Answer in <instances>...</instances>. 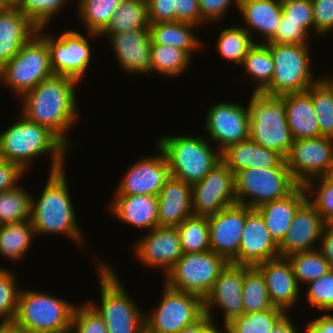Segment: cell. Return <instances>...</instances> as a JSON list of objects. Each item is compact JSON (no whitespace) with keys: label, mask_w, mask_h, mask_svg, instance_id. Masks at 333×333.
<instances>
[{"label":"cell","mask_w":333,"mask_h":333,"mask_svg":"<svg viewBox=\"0 0 333 333\" xmlns=\"http://www.w3.org/2000/svg\"><path fill=\"white\" fill-rule=\"evenodd\" d=\"M78 83L70 76L53 74L20 98V114L27 120L48 128L71 148V140L66 135L80 117L75 93Z\"/></svg>","instance_id":"6da1fadb"},{"label":"cell","mask_w":333,"mask_h":333,"mask_svg":"<svg viewBox=\"0 0 333 333\" xmlns=\"http://www.w3.org/2000/svg\"><path fill=\"white\" fill-rule=\"evenodd\" d=\"M68 186L65 168L49 172L40 196L37 199L32 196L30 220L35 236L63 235L77 244L83 242V245L85 237L76 221Z\"/></svg>","instance_id":"7a4b0ae2"},{"label":"cell","mask_w":333,"mask_h":333,"mask_svg":"<svg viewBox=\"0 0 333 333\" xmlns=\"http://www.w3.org/2000/svg\"><path fill=\"white\" fill-rule=\"evenodd\" d=\"M18 116L0 134V159L18 164L26 172L31 160L49 153V172L64 169L69 148L48 128Z\"/></svg>","instance_id":"3957f363"},{"label":"cell","mask_w":333,"mask_h":333,"mask_svg":"<svg viewBox=\"0 0 333 333\" xmlns=\"http://www.w3.org/2000/svg\"><path fill=\"white\" fill-rule=\"evenodd\" d=\"M105 262L100 261L96 266L100 303L90 300L88 303L102 317L108 333H145V312L134 303L112 265Z\"/></svg>","instance_id":"277c9868"},{"label":"cell","mask_w":333,"mask_h":333,"mask_svg":"<svg viewBox=\"0 0 333 333\" xmlns=\"http://www.w3.org/2000/svg\"><path fill=\"white\" fill-rule=\"evenodd\" d=\"M75 304L34 290H20L10 328L18 333H69Z\"/></svg>","instance_id":"5b68a950"},{"label":"cell","mask_w":333,"mask_h":333,"mask_svg":"<svg viewBox=\"0 0 333 333\" xmlns=\"http://www.w3.org/2000/svg\"><path fill=\"white\" fill-rule=\"evenodd\" d=\"M155 144L165 154L170 176L190 185L201 181L222 160L221 152L202 136L166 135Z\"/></svg>","instance_id":"8992f818"},{"label":"cell","mask_w":333,"mask_h":333,"mask_svg":"<svg viewBox=\"0 0 333 333\" xmlns=\"http://www.w3.org/2000/svg\"><path fill=\"white\" fill-rule=\"evenodd\" d=\"M249 100V138L286 158L294 139L286 118L283 97L253 92Z\"/></svg>","instance_id":"52a82bcc"},{"label":"cell","mask_w":333,"mask_h":333,"mask_svg":"<svg viewBox=\"0 0 333 333\" xmlns=\"http://www.w3.org/2000/svg\"><path fill=\"white\" fill-rule=\"evenodd\" d=\"M274 60V75L262 93L282 96L306 91L321 77L315 78L311 71L310 44L265 43Z\"/></svg>","instance_id":"ba28073f"},{"label":"cell","mask_w":333,"mask_h":333,"mask_svg":"<svg viewBox=\"0 0 333 333\" xmlns=\"http://www.w3.org/2000/svg\"><path fill=\"white\" fill-rule=\"evenodd\" d=\"M52 75L47 42L36 33L0 68V83L21 98Z\"/></svg>","instance_id":"9c48e42d"},{"label":"cell","mask_w":333,"mask_h":333,"mask_svg":"<svg viewBox=\"0 0 333 333\" xmlns=\"http://www.w3.org/2000/svg\"><path fill=\"white\" fill-rule=\"evenodd\" d=\"M236 204L251 209L289 195L299 184L288 167L249 168L234 175Z\"/></svg>","instance_id":"30bf717a"},{"label":"cell","mask_w":333,"mask_h":333,"mask_svg":"<svg viewBox=\"0 0 333 333\" xmlns=\"http://www.w3.org/2000/svg\"><path fill=\"white\" fill-rule=\"evenodd\" d=\"M163 285L159 305L144 313L145 333H178L204 315L200 296Z\"/></svg>","instance_id":"8fae6325"},{"label":"cell","mask_w":333,"mask_h":333,"mask_svg":"<svg viewBox=\"0 0 333 333\" xmlns=\"http://www.w3.org/2000/svg\"><path fill=\"white\" fill-rule=\"evenodd\" d=\"M228 263L214 251L186 253L166 274L164 282L172 289L198 295L204 300Z\"/></svg>","instance_id":"7c38bea8"},{"label":"cell","mask_w":333,"mask_h":333,"mask_svg":"<svg viewBox=\"0 0 333 333\" xmlns=\"http://www.w3.org/2000/svg\"><path fill=\"white\" fill-rule=\"evenodd\" d=\"M46 27L38 28L37 33L47 42L50 65L53 74L70 76L81 81L92 61L91 49L87 35L77 30L63 31L58 37L43 34Z\"/></svg>","instance_id":"4fadbf2b"},{"label":"cell","mask_w":333,"mask_h":333,"mask_svg":"<svg viewBox=\"0 0 333 333\" xmlns=\"http://www.w3.org/2000/svg\"><path fill=\"white\" fill-rule=\"evenodd\" d=\"M285 161L299 185L315 177L333 175V138L294 140Z\"/></svg>","instance_id":"5bb4252c"},{"label":"cell","mask_w":333,"mask_h":333,"mask_svg":"<svg viewBox=\"0 0 333 333\" xmlns=\"http://www.w3.org/2000/svg\"><path fill=\"white\" fill-rule=\"evenodd\" d=\"M194 216L210 217L236 204L234 173L221 160L199 182L191 185Z\"/></svg>","instance_id":"9a60e30c"},{"label":"cell","mask_w":333,"mask_h":333,"mask_svg":"<svg viewBox=\"0 0 333 333\" xmlns=\"http://www.w3.org/2000/svg\"><path fill=\"white\" fill-rule=\"evenodd\" d=\"M246 106L236 102L212 104L205 116L208 140L218 145L221 153L230 145L249 139L250 119Z\"/></svg>","instance_id":"2e32d148"},{"label":"cell","mask_w":333,"mask_h":333,"mask_svg":"<svg viewBox=\"0 0 333 333\" xmlns=\"http://www.w3.org/2000/svg\"><path fill=\"white\" fill-rule=\"evenodd\" d=\"M136 242L133 246L135 259L145 267L162 269L164 276L183 255L177 227L158 226Z\"/></svg>","instance_id":"e0dca14e"},{"label":"cell","mask_w":333,"mask_h":333,"mask_svg":"<svg viewBox=\"0 0 333 333\" xmlns=\"http://www.w3.org/2000/svg\"><path fill=\"white\" fill-rule=\"evenodd\" d=\"M157 155L141 157L129 166L119 181L114 195H154L158 196L170 170L164 152L155 144Z\"/></svg>","instance_id":"ac0fdd59"},{"label":"cell","mask_w":333,"mask_h":333,"mask_svg":"<svg viewBox=\"0 0 333 333\" xmlns=\"http://www.w3.org/2000/svg\"><path fill=\"white\" fill-rule=\"evenodd\" d=\"M244 280V265L228 263L214 282L210 293L205 297L204 314L215 321L212 315L213 307L222 310L224 326L244 313L242 289Z\"/></svg>","instance_id":"d6986e66"},{"label":"cell","mask_w":333,"mask_h":333,"mask_svg":"<svg viewBox=\"0 0 333 333\" xmlns=\"http://www.w3.org/2000/svg\"><path fill=\"white\" fill-rule=\"evenodd\" d=\"M252 209L234 204L208 217L211 251L231 262L239 251L246 215Z\"/></svg>","instance_id":"ffe728a7"},{"label":"cell","mask_w":333,"mask_h":333,"mask_svg":"<svg viewBox=\"0 0 333 333\" xmlns=\"http://www.w3.org/2000/svg\"><path fill=\"white\" fill-rule=\"evenodd\" d=\"M278 257L279 244L268 231L262 215L256 209H252L246 215L238 255L230 263L256 266Z\"/></svg>","instance_id":"44dd1931"},{"label":"cell","mask_w":333,"mask_h":333,"mask_svg":"<svg viewBox=\"0 0 333 333\" xmlns=\"http://www.w3.org/2000/svg\"><path fill=\"white\" fill-rule=\"evenodd\" d=\"M115 53L117 63L127 74H151V39L149 28H140L127 33H101Z\"/></svg>","instance_id":"7402d4cb"},{"label":"cell","mask_w":333,"mask_h":333,"mask_svg":"<svg viewBox=\"0 0 333 333\" xmlns=\"http://www.w3.org/2000/svg\"><path fill=\"white\" fill-rule=\"evenodd\" d=\"M325 224L315 206L307 199L297 209L288 232L279 243V256L288 257L293 253L319 248L317 246Z\"/></svg>","instance_id":"603a6c76"},{"label":"cell","mask_w":333,"mask_h":333,"mask_svg":"<svg viewBox=\"0 0 333 333\" xmlns=\"http://www.w3.org/2000/svg\"><path fill=\"white\" fill-rule=\"evenodd\" d=\"M264 276L266 288L274 307L289 313L298 305L301 288L299 287L291 262L287 257H278L256 265Z\"/></svg>","instance_id":"cb8c5ba5"},{"label":"cell","mask_w":333,"mask_h":333,"mask_svg":"<svg viewBox=\"0 0 333 333\" xmlns=\"http://www.w3.org/2000/svg\"><path fill=\"white\" fill-rule=\"evenodd\" d=\"M191 185L170 176L158 198V226L177 227L193 215Z\"/></svg>","instance_id":"d4e9b609"},{"label":"cell","mask_w":333,"mask_h":333,"mask_svg":"<svg viewBox=\"0 0 333 333\" xmlns=\"http://www.w3.org/2000/svg\"><path fill=\"white\" fill-rule=\"evenodd\" d=\"M122 223L146 230L158 227V198L154 195H114L108 206Z\"/></svg>","instance_id":"484cf974"},{"label":"cell","mask_w":333,"mask_h":333,"mask_svg":"<svg viewBox=\"0 0 333 333\" xmlns=\"http://www.w3.org/2000/svg\"><path fill=\"white\" fill-rule=\"evenodd\" d=\"M38 31V27L17 7L0 13V68L10 61Z\"/></svg>","instance_id":"4316f807"},{"label":"cell","mask_w":333,"mask_h":333,"mask_svg":"<svg viewBox=\"0 0 333 333\" xmlns=\"http://www.w3.org/2000/svg\"><path fill=\"white\" fill-rule=\"evenodd\" d=\"M221 159L234 175L249 168L287 167L281 154L257 144L250 138L230 145L221 153Z\"/></svg>","instance_id":"83f0119b"},{"label":"cell","mask_w":333,"mask_h":333,"mask_svg":"<svg viewBox=\"0 0 333 333\" xmlns=\"http://www.w3.org/2000/svg\"><path fill=\"white\" fill-rule=\"evenodd\" d=\"M307 199L306 188L304 185H298L289 195L256 208L262 215L271 236L278 244L288 232L297 209Z\"/></svg>","instance_id":"f1b7e54d"},{"label":"cell","mask_w":333,"mask_h":333,"mask_svg":"<svg viewBox=\"0 0 333 333\" xmlns=\"http://www.w3.org/2000/svg\"><path fill=\"white\" fill-rule=\"evenodd\" d=\"M237 10L245 23L242 27L250 36L260 33L264 44L275 35L282 17L281 0H240Z\"/></svg>","instance_id":"f546056e"},{"label":"cell","mask_w":333,"mask_h":333,"mask_svg":"<svg viewBox=\"0 0 333 333\" xmlns=\"http://www.w3.org/2000/svg\"><path fill=\"white\" fill-rule=\"evenodd\" d=\"M286 118L294 140L320 137L311 95L307 92L282 95Z\"/></svg>","instance_id":"4dcf8cb0"},{"label":"cell","mask_w":333,"mask_h":333,"mask_svg":"<svg viewBox=\"0 0 333 333\" xmlns=\"http://www.w3.org/2000/svg\"><path fill=\"white\" fill-rule=\"evenodd\" d=\"M198 27L180 21L150 23L151 44L174 46L186 51L192 57L195 50L202 49V38H198L193 32Z\"/></svg>","instance_id":"1f68e13d"},{"label":"cell","mask_w":333,"mask_h":333,"mask_svg":"<svg viewBox=\"0 0 333 333\" xmlns=\"http://www.w3.org/2000/svg\"><path fill=\"white\" fill-rule=\"evenodd\" d=\"M36 237L30 219L17 223L2 224L0 227V255L17 262L24 258L26 251Z\"/></svg>","instance_id":"d6a6232c"},{"label":"cell","mask_w":333,"mask_h":333,"mask_svg":"<svg viewBox=\"0 0 333 333\" xmlns=\"http://www.w3.org/2000/svg\"><path fill=\"white\" fill-rule=\"evenodd\" d=\"M122 0H76L77 15L80 16L88 37L100 38Z\"/></svg>","instance_id":"836d02e7"},{"label":"cell","mask_w":333,"mask_h":333,"mask_svg":"<svg viewBox=\"0 0 333 333\" xmlns=\"http://www.w3.org/2000/svg\"><path fill=\"white\" fill-rule=\"evenodd\" d=\"M240 66L245 69L244 74L252 80V84L255 82L253 92H262L270 84L275 71L271 51L264 43H254Z\"/></svg>","instance_id":"e575fe53"},{"label":"cell","mask_w":333,"mask_h":333,"mask_svg":"<svg viewBox=\"0 0 333 333\" xmlns=\"http://www.w3.org/2000/svg\"><path fill=\"white\" fill-rule=\"evenodd\" d=\"M149 26L147 0H122L102 33H127Z\"/></svg>","instance_id":"d590c367"},{"label":"cell","mask_w":333,"mask_h":333,"mask_svg":"<svg viewBox=\"0 0 333 333\" xmlns=\"http://www.w3.org/2000/svg\"><path fill=\"white\" fill-rule=\"evenodd\" d=\"M306 91L312 98L320 136L333 138V76H321Z\"/></svg>","instance_id":"8d00e7d4"},{"label":"cell","mask_w":333,"mask_h":333,"mask_svg":"<svg viewBox=\"0 0 333 333\" xmlns=\"http://www.w3.org/2000/svg\"><path fill=\"white\" fill-rule=\"evenodd\" d=\"M254 43H261V41L255 40L254 36L252 38L242 25L235 24L221 30L215 49L222 59L241 65Z\"/></svg>","instance_id":"74e56055"},{"label":"cell","mask_w":333,"mask_h":333,"mask_svg":"<svg viewBox=\"0 0 333 333\" xmlns=\"http://www.w3.org/2000/svg\"><path fill=\"white\" fill-rule=\"evenodd\" d=\"M244 313H254L274 308L263 274L256 266L244 265L242 289Z\"/></svg>","instance_id":"f35d334b"},{"label":"cell","mask_w":333,"mask_h":333,"mask_svg":"<svg viewBox=\"0 0 333 333\" xmlns=\"http://www.w3.org/2000/svg\"><path fill=\"white\" fill-rule=\"evenodd\" d=\"M191 60L192 57L180 48L151 44V73L176 77L188 70Z\"/></svg>","instance_id":"ab89813d"},{"label":"cell","mask_w":333,"mask_h":333,"mask_svg":"<svg viewBox=\"0 0 333 333\" xmlns=\"http://www.w3.org/2000/svg\"><path fill=\"white\" fill-rule=\"evenodd\" d=\"M296 281L301 287L330 271V266L319 248L289 255Z\"/></svg>","instance_id":"60d3db41"},{"label":"cell","mask_w":333,"mask_h":333,"mask_svg":"<svg viewBox=\"0 0 333 333\" xmlns=\"http://www.w3.org/2000/svg\"><path fill=\"white\" fill-rule=\"evenodd\" d=\"M177 229L183 254L211 251L208 217L192 215Z\"/></svg>","instance_id":"b9f144b4"},{"label":"cell","mask_w":333,"mask_h":333,"mask_svg":"<svg viewBox=\"0 0 333 333\" xmlns=\"http://www.w3.org/2000/svg\"><path fill=\"white\" fill-rule=\"evenodd\" d=\"M32 196L18 185L0 192V223H17L30 219Z\"/></svg>","instance_id":"7bdbcfd3"},{"label":"cell","mask_w":333,"mask_h":333,"mask_svg":"<svg viewBox=\"0 0 333 333\" xmlns=\"http://www.w3.org/2000/svg\"><path fill=\"white\" fill-rule=\"evenodd\" d=\"M285 313L277 307L254 313H243L226 325L227 333H270Z\"/></svg>","instance_id":"ee69618b"},{"label":"cell","mask_w":333,"mask_h":333,"mask_svg":"<svg viewBox=\"0 0 333 333\" xmlns=\"http://www.w3.org/2000/svg\"><path fill=\"white\" fill-rule=\"evenodd\" d=\"M304 187L308 200L315 206L323 221L333 224V175L312 178Z\"/></svg>","instance_id":"f6af8a7d"},{"label":"cell","mask_w":333,"mask_h":333,"mask_svg":"<svg viewBox=\"0 0 333 333\" xmlns=\"http://www.w3.org/2000/svg\"><path fill=\"white\" fill-rule=\"evenodd\" d=\"M13 270L0 266V326L10 327L14 322L20 288ZM17 284V285H16Z\"/></svg>","instance_id":"bcb514c9"},{"label":"cell","mask_w":333,"mask_h":333,"mask_svg":"<svg viewBox=\"0 0 333 333\" xmlns=\"http://www.w3.org/2000/svg\"><path fill=\"white\" fill-rule=\"evenodd\" d=\"M65 4L66 0H19L17 8L38 28H44Z\"/></svg>","instance_id":"7dc6e473"},{"label":"cell","mask_w":333,"mask_h":333,"mask_svg":"<svg viewBox=\"0 0 333 333\" xmlns=\"http://www.w3.org/2000/svg\"><path fill=\"white\" fill-rule=\"evenodd\" d=\"M306 301L322 312L333 311V271L307 284Z\"/></svg>","instance_id":"c3c4849f"},{"label":"cell","mask_w":333,"mask_h":333,"mask_svg":"<svg viewBox=\"0 0 333 333\" xmlns=\"http://www.w3.org/2000/svg\"><path fill=\"white\" fill-rule=\"evenodd\" d=\"M69 333H108V330L97 311L88 302H83L74 308Z\"/></svg>","instance_id":"681fc988"},{"label":"cell","mask_w":333,"mask_h":333,"mask_svg":"<svg viewBox=\"0 0 333 333\" xmlns=\"http://www.w3.org/2000/svg\"><path fill=\"white\" fill-rule=\"evenodd\" d=\"M281 4L286 21L299 24L310 36L314 29L312 0H281Z\"/></svg>","instance_id":"f907efd6"},{"label":"cell","mask_w":333,"mask_h":333,"mask_svg":"<svg viewBox=\"0 0 333 333\" xmlns=\"http://www.w3.org/2000/svg\"><path fill=\"white\" fill-rule=\"evenodd\" d=\"M308 37L310 36L300 27L299 24L286 21V17L282 14L275 35L267 43L310 44Z\"/></svg>","instance_id":"816d5d0a"},{"label":"cell","mask_w":333,"mask_h":333,"mask_svg":"<svg viewBox=\"0 0 333 333\" xmlns=\"http://www.w3.org/2000/svg\"><path fill=\"white\" fill-rule=\"evenodd\" d=\"M314 33L325 37L333 31V0H312Z\"/></svg>","instance_id":"f5cc1de1"},{"label":"cell","mask_w":333,"mask_h":333,"mask_svg":"<svg viewBox=\"0 0 333 333\" xmlns=\"http://www.w3.org/2000/svg\"><path fill=\"white\" fill-rule=\"evenodd\" d=\"M240 0H198L201 18L206 22L217 23L223 20L231 4L239 8ZM227 11V12H226Z\"/></svg>","instance_id":"db71d44e"},{"label":"cell","mask_w":333,"mask_h":333,"mask_svg":"<svg viewBox=\"0 0 333 333\" xmlns=\"http://www.w3.org/2000/svg\"><path fill=\"white\" fill-rule=\"evenodd\" d=\"M150 23L176 21L175 0H147Z\"/></svg>","instance_id":"11a10c76"},{"label":"cell","mask_w":333,"mask_h":333,"mask_svg":"<svg viewBox=\"0 0 333 333\" xmlns=\"http://www.w3.org/2000/svg\"><path fill=\"white\" fill-rule=\"evenodd\" d=\"M175 11L176 21L187 22L197 26L207 24L201 18L198 0H175Z\"/></svg>","instance_id":"9f6ffc18"},{"label":"cell","mask_w":333,"mask_h":333,"mask_svg":"<svg viewBox=\"0 0 333 333\" xmlns=\"http://www.w3.org/2000/svg\"><path fill=\"white\" fill-rule=\"evenodd\" d=\"M25 173L18 164L0 159V192L16 188Z\"/></svg>","instance_id":"6f0895ef"},{"label":"cell","mask_w":333,"mask_h":333,"mask_svg":"<svg viewBox=\"0 0 333 333\" xmlns=\"http://www.w3.org/2000/svg\"><path fill=\"white\" fill-rule=\"evenodd\" d=\"M319 249L328 261L330 270L333 271V224H325Z\"/></svg>","instance_id":"680465c9"},{"label":"cell","mask_w":333,"mask_h":333,"mask_svg":"<svg viewBox=\"0 0 333 333\" xmlns=\"http://www.w3.org/2000/svg\"><path fill=\"white\" fill-rule=\"evenodd\" d=\"M307 323L305 333H333V314L320 315Z\"/></svg>","instance_id":"91938a15"},{"label":"cell","mask_w":333,"mask_h":333,"mask_svg":"<svg viewBox=\"0 0 333 333\" xmlns=\"http://www.w3.org/2000/svg\"><path fill=\"white\" fill-rule=\"evenodd\" d=\"M297 325L293 323L288 313H285L273 326L270 333H299Z\"/></svg>","instance_id":"94428289"},{"label":"cell","mask_w":333,"mask_h":333,"mask_svg":"<svg viewBox=\"0 0 333 333\" xmlns=\"http://www.w3.org/2000/svg\"><path fill=\"white\" fill-rule=\"evenodd\" d=\"M216 325L217 323L215 324V322L211 320L208 315L204 314L200 318V333H227V327H224L226 332H223V330L221 332V328L218 329Z\"/></svg>","instance_id":"6125c7cd"},{"label":"cell","mask_w":333,"mask_h":333,"mask_svg":"<svg viewBox=\"0 0 333 333\" xmlns=\"http://www.w3.org/2000/svg\"><path fill=\"white\" fill-rule=\"evenodd\" d=\"M178 333H200V319L195 323L184 327Z\"/></svg>","instance_id":"be15d7a7"},{"label":"cell","mask_w":333,"mask_h":333,"mask_svg":"<svg viewBox=\"0 0 333 333\" xmlns=\"http://www.w3.org/2000/svg\"><path fill=\"white\" fill-rule=\"evenodd\" d=\"M4 7H17L19 0H0Z\"/></svg>","instance_id":"e7e4bbea"},{"label":"cell","mask_w":333,"mask_h":333,"mask_svg":"<svg viewBox=\"0 0 333 333\" xmlns=\"http://www.w3.org/2000/svg\"><path fill=\"white\" fill-rule=\"evenodd\" d=\"M0 333H18V332L14 331L10 327H1Z\"/></svg>","instance_id":"03108f58"},{"label":"cell","mask_w":333,"mask_h":333,"mask_svg":"<svg viewBox=\"0 0 333 333\" xmlns=\"http://www.w3.org/2000/svg\"><path fill=\"white\" fill-rule=\"evenodd\" d=\"M5 9V7L0 3V13Z\"/></svg>","instance_id":"003e7915"}]
</instances>
